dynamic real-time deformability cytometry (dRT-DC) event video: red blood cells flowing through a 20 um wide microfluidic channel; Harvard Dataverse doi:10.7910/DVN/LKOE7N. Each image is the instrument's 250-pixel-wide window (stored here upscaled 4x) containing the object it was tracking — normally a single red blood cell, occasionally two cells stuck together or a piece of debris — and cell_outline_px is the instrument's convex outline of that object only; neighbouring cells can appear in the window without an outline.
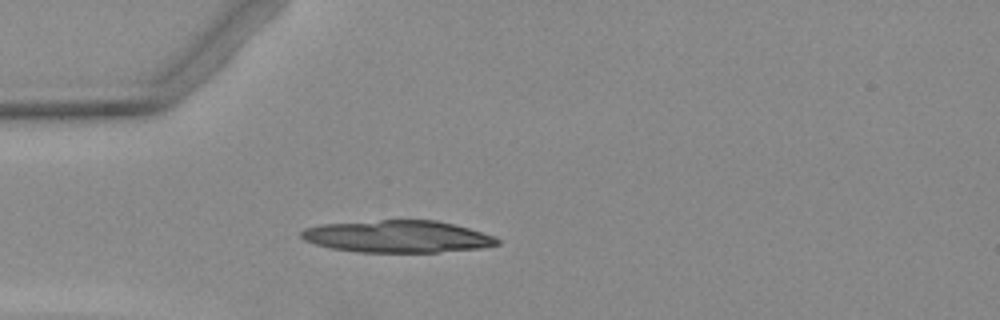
{"species": "Egyptian fruit bat (a non-hibernating species)", "species_latin": "Rousettus aegyptiacus", "temperature_condition": "warm", "stored_images_in_passage": 1, "camera_frame_rate_fps": 3000, "um_per_image_px": 0.085, "animal": {"sex": "female"}, "frame": {"image": 1, "passage_image": 1, "time_ms": 0.0, "image_size_px": [1000, 320], "cell_outline_px": [[500, 244], [480, 248], [436, 252], [356, 252], [332, 248], [316, 244], [304, 240], [300, 236], [300, 232], [304, 228], [320, 224], [380, 220], [436, 220], [468, 228], [492, 236], [500, 240]], "centroid_in_image_um": [33.75, 20.1], "position_along_channel_um": 51.3, "area_um2": 36.53}}